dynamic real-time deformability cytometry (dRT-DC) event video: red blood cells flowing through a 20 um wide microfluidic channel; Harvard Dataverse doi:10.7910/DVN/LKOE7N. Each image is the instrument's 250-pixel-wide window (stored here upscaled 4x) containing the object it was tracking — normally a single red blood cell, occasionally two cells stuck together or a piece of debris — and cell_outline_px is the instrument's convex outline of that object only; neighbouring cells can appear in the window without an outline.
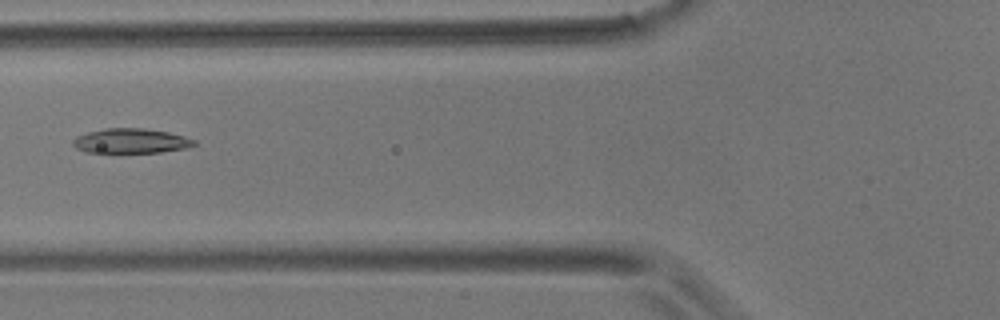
{"species": "common noctule bat (a hibernating species)", "species_latin": "Nyctalus noctula", "temperature_condition": "room temperature", "stored_images_in_passage": 8, "camera_frame_rate_fps": 3000, "um_per_image_px": 0.085, "animal": {"sex": "male", "body_mass_g": 17.9}, "frame": {"image": 1, "passage_image": 5, "time_ms": 4.667, "image_size_px": [1000, 320], "cell_outline_px": [[196, 144], [184, 148], [160, 152], [84, 152], [76, 148], [72, 144], [72, 140], [76, 136], [88, 132], [104, 128], [144, 128], [168, 132], [184, 136], [196, 140]], "centroid_in_image_um": [11.09, 11.97], "position_along_channel_um": 114.7, "area_um2": 17.4}}
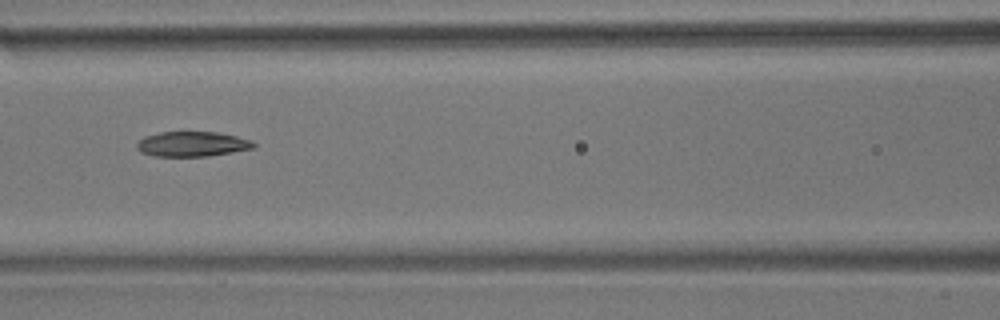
{"frame": {"image": 2, "passage_image": 6, "time_ms": 5.667, "image_size_px": [1000, 320], "cell_outline_px": [[256, 148], [208, 156], [152, 156], [140, 152], [136, 148], [136, 144], [144, 136], [160, 132], [216, 132], [236, 136], [252, 140], [256, 144]], "centroid_in_image_um": [16.34, 12.24], "position_along_channel_um": 150.3, "area_um2": 17.11}}
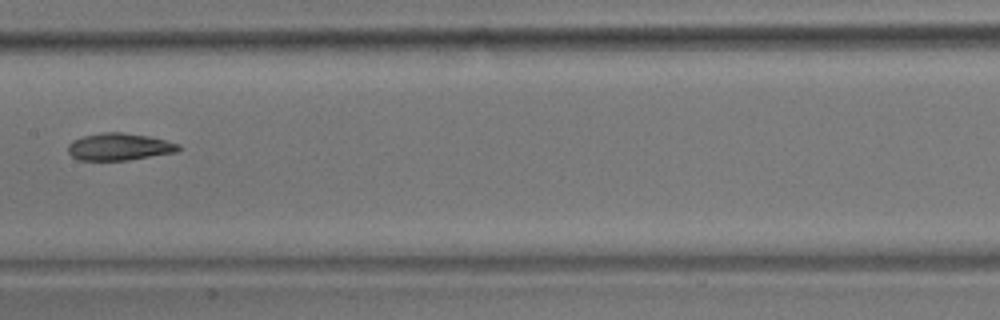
{"frame": {"image": 3, "passage_image": 7, "time_ms": 7.0, "image_size_px": [1000, 320], "cell_outline_px": [[180, 148], [176, 152], [128, 160], [76, 160], [68, 152], [68, 144], [72, 140], [84, 136], [104, 132], [124, 132], [148, 136], [180, 144]], "centroid_in_image_um": [10.11, 12.47], "position_along_channel_um": 197.3, "area_um2": 17.46}}